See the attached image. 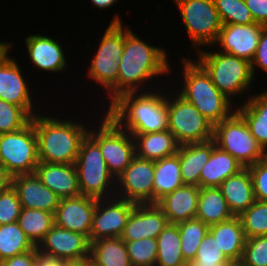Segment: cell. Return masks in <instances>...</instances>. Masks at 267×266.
<instances>
[{
  "label": "cell",
  "instance_id": "obj_39",
  "mask_svg": "<svg viewBox=\"0 0 267 266\" xmlns=\"http://www.w3.org/2000/svg\"><path fill=\"white\" fill-rule=\"evenodd\" d=\"M124 242L132 266H155L157 260L156 238H143Z\"/></svg>",
  "mask_w": 267,
  "mask_h": 266
},
{
  "label": "cell",
  "instance_id": "obj_50",
  "mask_svg": "<svg viewBox=\"0 0 267 266\" xmlns=\"http://www.w3.org/2000/svg\"><path fill=\"white\" fill-rule=\"evenodd\" d=\"M63 266H93L90 257L81 260L63 261Z\"/></svg>",
  "mask_w": 267,
  "mask_h": 266
},
{
  "label": "cell",
  "instance_id": "obj_48",
  "mask_svg": "<svg viewBox=\"0 0 267 266\" xmlns=\"http://www.w3.org/2000/svg\"><path fill=\"white\" fill-rule=\"evenodd\" d=\"M36 266H63V261L38 253Z\"/></svg>",
  "mask_w": 267,
  "mask_h": 266
},
{
  "label": "cell",
  "instance_id": "obj_26",
  "mask_svg": "<svg viewBox=\"0 0 267 266\" xmlns=\"http://www.w3.org/2000/svg\"><path fill=\"white\" fill-rule=\"evenodd\" d=\"M230 261H240L246 236L239 216L209 226L208 231Z\"/></svg>",
  "mask_w": 267,
  "mask_h": 266
},
{
  "label": "cell",
  "instance_id": "obj_19",
  "mask_svg": "<svg viewBox=\"0 0 267 266\" xmlns=\"http://www.w3.org/2000/svg\"><path fill=\"white\" fill-rule=\"evenodd\" d=\"M29 89L18 63L7 55L0 61V99L22 107L33 117L36 112Z\"/></svg>",
  "mask_w": 267,
  "mask_h": 266
},
{
  "label": "cell",
  "instance_id": "obj_54",
  "mask_svg": "<svg viewBox=\"0 0 267 266\" xmlns=\"http://www.w3.org/2000/svg\"><path fill=\"white\" fill-rule=\"evenodd\" d=\"M0 266H4L3 260H0Z\"/></svg>",
  "mask_w": 267,
  "mask_h": 266
},
{
  "label": "cell",
  "instance_id": "obj_31",
  "mask_svg": "<svg viewBox=\"0 0 267 266\" xmlns=\"http://www.w3.org/2000/svg\"><path fill=\"white\" fill-rule=\"evenodd\" d=\"M233 217L218 187L200 188L196 219L211 226Z\"/></svg>",
  "mask_w": 267,
  "mask_h": 266
},
{
  "label": "cell",
  "instance_id": "obj_45",
  "mask_svg": "<svg viewBox=\"0 0 267 266\" xmlns=\"http://www.w3.org/2000/svg\"><path fill=\"white\" fill-rule=\"evenodd\" d=\"M252 72L255 75V69L261 68L267 74V26H264L259 38L254 58L251 61Z\"/></svg>",
  "mask_w": 267,
  "mask_h": 266
},
{
  "label": "cell",
  "instance_id": "obj_21",
  "mask_svg": "<svg viewBox=\"0 0 267 266\" xmlns=\"http://www.w3.org/2000/svg\"><path fill=\"white\" fill-rule=\"evenodd\" d=\"M34 173L60 199L81 195L75 164L39 162Z\"/></svg>",
  "mask_w": 267,
  "mask_h": 266
},
{
  "label": "cell",
  "instance_id": "obj_51",
  "mask_svg": "<svg viewBox=\"0 0 267 266\" xmlns=\"http://www.w3.org/2000/svg\"><path fill=\"white\" fill-rule=\"evenodd\" d=\"M118 0H91L93 6L98 7L100 9L112 7Z\"/></svg>",
  "mask_w": 267,
  "mask_h": 266
},
{
  "label": "cell",
  "instance_id": "obj_29",
  "mask_svg": "<svg viewBox=\"0 0 267 266\" xmlns=\"http://www.w3.org/2000/svg\"><path fill=\"white\" fill-rule=\"evenodd\" d=\"M235 111L245 120L250 133L262 149L267 151V90L248 96Z\"/></svg>",
  "mask_w": 267,
  "mask_h": 266
},
{
  "label": "cell",
  "instance_id": "obj_25",
  "mask_svg": "<svg viewBox=\"0 0 267 266\" xmlns=\"http://www.w3.org/2000/svg\"><path fill=\"white\" fill-rule=\"evenodd\" d=\"M215 146L216 143L213 139L202 143L180 145L177 154L179 155L180 171L184 185L199 187L202 168L209 161Z\"/></svg>",
  "mask_w": 267,
  "mask_h": 266
},
{
  "label": "cell",
  "instance_id": "obj_4",
  "mask_svg": "<svg viewBox=\"0 0 267 266\" xmlns=\"http://www.w3.org/2000/svg\"><path fill=\"white\" fill-rule=\"evenodd\" d=\"M182 59L185 81L179 95L193 104L213 126L229 118L235 112L232 110L233 101L216 88L210 76L196 61Z\"/></svg>",
  "mask_w": 267,
  "mask_h": 266
},
{
  "label": "cell",
  "instance_id": "obj_9",
  "mask_svg": "<svg viewBox=\"0 0 267 266\" xmlns=\"http://www.w3.org/2000/svg\"><path fill=\"white\" fill-rule=\"evenodd\" d=\"M38 163L37 137L32 120L18 131L0 134V165L11 178L34 173Z\"/></svg>",
  "mask_w": 267,
  "mask_h": 266
},
{
  "label": "cell",
  "instance_id": "obj_12",
  "mask_svg": "<svg viewBox=\"0 0 267 266\" xmlns=\"http://www.w3.org/2000/svg\"><path fill=\"white\" fill-rule=\"evenodd\" d=\"M193 47L215 44L223 26L213 0H173Z\"/></svg>",
  "mask_w": 267,
  "mask_h": 266
},
{
  "label": "cell",
  "instance_id": "obj_34",
  "mask_svg": "<svg viewBox=\"0 0 267 266\" xmlns=\"http://www.w3.org/2000/svg\"><path fill=\"white\" fill-rule=\"evenodd\" d=\"M17 223L32 244L38 247L55 224L54 214L38 209L22 208Z\"/></svg>",
  "mask_w": 267,
  "mask_h": 266
},
{
  "label": "cell",
  "instance_id": "obj_38",
  "mask_svg": "<svg viewBox=\"0 0 267 266\" xmlns=\"http://www.w3.org/2000/svg\"><path fill=\"white\" fill-rule=\"evenodd\" d=\"M223 25L255 23L245 0H213Z\"/></svg>",
  "mask_w": 267,
  "mask_h": 266
},
{
  "label": "cell",
  "instance_id": "obj_1",
  "mask_svg": "<svg viewBox=\"0 0 267 266\" xmlns=\"http://www.w3.org/2000/svg\"><path fill=\"white\" fill-rule=\"evenodd\" d=\"M167 54L163 48L150 46L124 28V46L119 60L117 98L125 93H139V85L154 76L170 72ZM139 87V88H138Z\"/></svg>",
  "mask_w": 267,
  "mask_h": 266
},
{
  "label": "cell",
  "instance_id": "obj_5",
  "mask_svg": "<svg viewBox=\"0 0 267 266\" xmlns=\"http://www.w3.org/2000/svg\"><path fill=\"white\" fill-rule=\"evenodd\" d=\"M199 50V51H198ZM197 63L210 76L216 88L228 99L248 90L254 75L251 62L246 59L216 51L211 53L197 47Z\"/></svg>",
  "mask_w": 267,
  "mask_h": 266
},
{
  "label": "cell",
  "instance_id": "obj_53",
  "mask_svg": "<svg viewBox=\"0 0 267 266\" xmlns=\"http://www.w3.org/2000/svg\"><path fill=\"white\" fill-rule=\"evenodd\" d=\"M226 266H247L244 264L241 260L240 261H231L229 264Z\"/></svg>",
  "mask_w": 267,
  "mask_h": 266
},
{
  "label": "cell",
  "instance_id": "obj_28",
  "mask_svg": "<svg viewBox=\"0 0 267 266\" xmlns=\"http://www.w3.org/2000/svg\"><path fill=\"white\" fill-rule=\"evenodd\" d=\"M132 136L135 140L136 156L145 160L157 161L175 155L180 147L169 130Z\"/></svg>",
  "mask_w": 267,
  "mask_h": 266
},
{
  "label": "cell",
  "instance_id": "obj_27",
  "mask_svg": "<svg viewBox=\"0 0 267 266\" xmlns=\"http://www.w3.org/2000/svg\"><path fill=\"white\" fill-rule=\"evenodd\" d=\"M243 168L244 166L228 152L215 146L209 161L202 168L199 187H219L228 177L235 175Z\"/></svg>",
  "mask_w": 267,
  "mask_h": 266
},
{
  "label": "cell",
  "instance_id": "obj_33",
  "mask_svg": "<svg viewBox=\"0 0 267 266\" xmlns=\"http://www.w3.org/2000/svg\"><path fill=\"white\" fill-rule=\"evenodd\" d=\"M178 225L168 223L157 236V260L155 266H188L180 246Z\"/></svg>",
  "mask_w": 267,
  "mask_h": 266
},
{
  "label": "cell",
  "instance_id": "obj_3",
  "mask_svg": "<svg viewBox=\"0 0 267 266\" xmlns=\"http://www.w3.org/2000/svg\"><path fill=\"white\" fill-rule=\"evenodd\" d=\"M31 120L36 131L39 162L74 164L88 128L78 121L38 114Z\"/></svg>",
  "mask_w": 267,
  "mask_h": 266
},
{
  "label": "cell",
  "instance_id": "obj_6",
  "mask_svg": "<svg viewBox=\"0 0 267 266\" xmlns=\"http://www.w3.org/2000/svg\"><path fill=\"white\" fill-rule=\"evenodd\" d=\"M119 15L113 17L92 59L88 76L101 84L110 96V104L117 99L119 60L124 46V27Z\"/></svg>",
  "mask_w": 267,
  "mask_h": 266
},
{
  "label": "cell",
  "instance_id": "obj_15",
  "mask_svg": "<svg viewBox=\"0 0 267 266\" xmlns=\"http://www.w3.org/2000/svg\"><path fill=\"white\" fill-rule=\"evenodd\" d=\"M37 248L40 254L62 261L81 260L90 256V240L87 236L56 224Z\"/></svg>",
  "mask_w": 267,
  "mask_h": 266
},
{
  "label": "cell",
  "instance_id": "obj_16",
  "mask_svg": "<svg viewBox=\"0 0 267 266\" xmlns=\"http://www.w3.org/2000/svg\"><path fill=\"white\" fill-rule=\"evenodd\" d=\"M264 25L260 23L223 25L215 44L221 52L252 61Z\"/></svg>",
  "mask_w": 267,
  "mask_h": 266
},
{
  "label": "cell",
  "instance_id": "obj_13",
  "mask_svg": "<svg viewBox=\"0 0 267 266\" xmlns=\"http://www.w3.org/2000/svg\"><path fill=\"white\" fill-rule=\"evenodd\" d=\"M135 205L134 202L116 196L112 199L97 200L92 218L90 243L101 238L121 237Z\"/></svg>",
  "mask_w": 267,
  "mask_h": 266
},
{
  "label": "cell",
  "instance_id": "obj_47",
  "mask_svg": "<svg viewBox=\"0 0 267 266\" xmlns=\"http://www.w3.org/2000/svg\"><path fill=\"white\" fill-rule=\"evenodd\" d=\"M39 250L35 247L31 251L4 260V266H36Z\"/></svg>",
  "mask_w": 267,
  "mask_h": 266
},
{
  "label": "cell",
  "instance_id": "obj_35",
  "mask_svg": "<svg viewBox=\"0 0 267 266\" xmlns=\"http://www.w3.org/2000/svg\"><path fill=\"white\" fill-rule=\"evenodd\" d=\"M34 248L17 222L0 225V260L4 261Z\"/></svg>",
  "mask_w": 267,
  "mask_h": 266
},
{
  "label": "cell",
  "instance_id": "obj_43",
  "mask_svg": "<svg viewBox=\"0 0 267 266\" xmlns=\"http://www.w3.org/2000/svg\"><path fill=\"white\" fill-rule=\"evenodd\" d=\"M21 209L18 194L10 184L0 192V225L17 222Z\"/></svg>",
  "mask_w": 267,
  "mask_h": 266
},
{
  "label": "cell",
  "instance_id": "obj_49",
  "mask_svg": "<svg viewBox=\"0 0 267 266\" xmlns=\"http://www.w3.org/2000/svg\"><path fill=\"white\" fill-rule=\"evenodd\" d=\"M11 184V177L6 173L5 169L0 165V192Z\"/></svg>",
  "mask_w": 267,
  "mask_h": 266
},
{
  "label": "cell",
  "instance_id": "obj_42",
  "mask_svg": "<svg viewBox=\"0 0 267 266\" xmlns=\"http://www.w3.org/2000/svg\"><path fill=\"white\" fill-rule=\"evenodd\" d=\"M241 261L247 266H267V235L246 239Z\"/></svg>",
  "mask_w": 267,
  "mask_h": 266
},
{
  "label": "cell",
  "instance_id": "obj_40",
  "mask_svg": "<svg viewBox=\"0 0 267 266\" xmlns=\"http://www.w3.org/2000/svg\"><path fill=\"white\" fill-rule=\"evenodd\" d=\"M230 262L220 249L217 241L208 232L198 247L195 259L188 266L227 265Z\"/></svg>",
  "mask_w": 267,
  "mask_h": 266
},
{
  "label": "cell",
  "instance_id": "obj_32",
  "mask_svg": "<svg viewBox=\"0 0 267 266\" xmlns=\"http://www.w3.org/2000/svg\"><path fill=\"white\" fill-rule=\"evenodd\" d=\"M89 257L93 266H132L121 237L101 238L91 242Z\"/></svg>",
  "mask_w": 267,
  "mask_h": 266
},
{
  "label": "cell",
  "instance_id": "obj_44",
  "mask_svg": "<svg viewBox=\"0 0 267 266\" xmlns=\"http://www.w3.org/2000/svg\"><path fill=\"white\" fill-rule=\"evenodd\" d=\"M255 198L258 201H267V158L248 166Z\"/></svg>",
  "mask_w": 267,
  "mask_h": 266
},
{
  "label": "cell",
  "instance_id": "obj_7",
  "mask_svg": "<svg viewBox=\"0 0 267 266\" xmlns=\"http://www.w3.org/2000/svg\"><path fill=\"white\" fill-rule=\"evenodd\" d=\"M74 164L78 174L81 195L97 200L116 196L113 193L116 189L115 186H118L115 185L116 182L114 181L116 180L109 173L99 145L88 134L81 143L80 151ZM109 186L111 188L114 187V190L110 191L111 193L108 190L111 189Z\"/></svg>",
  "mask_w": 267,
  "mask_h": 266
},
{
  "label": "cell",
  "instance_id": "obj_8",
  "mask_svg": "<svg viewBox=\"0 0 267 266\" xmlns=\"http://www.w3.org/2000/svg\"><path fill=\"white\" fill-rule=\"evenodd\" d=\"M213 140L244 167L265 158V151L250 133L245 120L235 111L229 118L214 126Z\"/></svg>",
  "mask_w": 267,
  "mask_h": 266
},
{
  "label": "cell",
  "instance_id": "obj_17",
  "mask_svg": "<svg viewBox=\"0 0 267 266\" xmlns=\"http://www.w3.org/2000/svg\"><path fill=\"white\" fill-rule=\"evenodd\" d=\"M97 199L80 195L62 198L54 214L55 224L66 230L81 233L90 240L93 213Z\"/></svg>",
  "mask_w": 267,
  "mask_h": 266
},
{
  "label": "cell",
  "instance_id": "obj_18",
  "mask_svg": "<svg viewBox=\"0 0 267 266\" xmlns=\"http://www.w3.org/2000/svg\"><path fill=\"white\" fill-rule=\"evenodd\" d=\"M168 223L166 215L156 203L136 204L121 238L123 241L157 239Z\"/></svg>",
  "mask_w": 267,
  "mask_h": 266
},
{
  "label": "cell",
  "instance_id": "obj_2",
  "mask_svg": "<svg viewBox=\"0 0 267 266\" xmlns=\"http://www.w3.org/2000/svg\"><path fill=\"white\" fill-rule=\"evenodd\" d=\"M153 92L120 95L106 114L131 135L168 130L167 96Z\"/></svg>",
  "mask_w": 267,
  "mask_h": 266
},
{
  "label": "cell",
  "instance_id": "obj_24",
  "mask_svg": "<svg viewBox=\"0 0 267 266\" xmlns=\"http://www.w3.org/2000/svg\"><path fill=\"white\" fill-rule=\"evenodd\" d=\"M218 188L233 216H240L256 201L248 167L228 177Z\"/></svg>",
  "mask_w": 267,
  "mask_h": 266
},
{
  "label": "cell",
  "instance_id": "obj_36",
  "mask_svg": "<svg viewBox=\"0 0 267 266\" xmlns=\"http://www.w3.org/2000/svg\"><path fill=\"white\" fill-rule=\"evenodd\" d=\"M177 225L180 232L182 255L189 264L195 259L198 247L209 231V226L196 218L177 223Z\"/></svg>",
  "mask_w": 267,
  "mask_h": 266
},
{
  "label": "cell",
  "instance_id": "obj_10",
  "mask_svg": "<svg viewBox=\"0 0 267 266\" xmlns=\"http://www.w3.org/2000/svg\"><path fill=\"white\" fill-rule=\"evenodd\" d=\"M103 118L99 130L90 129L88 135L99 145L109 173L116 179L136 157L135 140L107 114Z\"/></svg>",
  "mask_w": 267,
  "mask_h": 266
},
{
  "label": "cell",
  "instance_id": "obj_11",
  "mask_svg": "<svg viewBox=\"0 0 267 266\" xmlns=\"http://www.w3.org/2000/svg\"><path fill=\"white\" fill-rule=\"evenodd\" d=\"M167 97L168 130L180 145L213 139L214 126L179 94Z\"/></svg>",
  "mask_w": 267,
  "mask_h": 266
},
{
  "label": "cell",
  "instance_id": "obj_23",
  "mask_svg": "<svg viewBox=\"0 0 267 266\" xmlns=\"http://www.w3.org/2000/svg\"><path fill=\"white\" fill-rule=\"evenodd\" d=\"M200 187L183 185L165 195L156 204L163 210L169 223H180L196 218Z\"/></svg>",
  "mask_w": 267,
  "mask_h": 266
},
{
  "label": "cell",
  "instance_id": "obj_30",
  "mask_svg": "<svg viewBox=\"0 0 267 266\" xmlns=\"http://www.w3.org/2000/svg\"><path fill=\"white\" fill-rule=\"evenodd\" d=\"M180 169L178 154L154 161L153 203L184 185Z\"/></svg>",
  "mask_w": 267,
  "mask_h": 266
},
{
  "label": "cell",
  "instance_id": "obj_22",
  "mask_svg": "<svg viewBox=\"0 0 267 266\" xmlns=\"http://www.w3.org/2000/svg\"><path fill=\"white\" fill-rule=\"evenodd\" d=\"M28 56L35 67L48 72H62L67 61L61 44L51 37L30 35L25 39Z\"/></svg>",
  "mask_w": 267,
  "mask_h": 266
},
{
  "label": "cell",
  "instance_id": "obj_37",
  "mask_svg": "<svg viewBox=\"0 0 267 266\" xmlns=\"http://www.w3.org/2000/svg\"><path fill=\"white\" fill-rule=\"evenodd\" d=\"M239 218L247 239L267 235V201L256 200Z\"/></svg>",
  "mask_w": 267,
  "mask_h": 266
},
{
  "label": "cell",
  "instance_id": "obj_41",
  "mask_svg": "<svg viewBox=\"0 0 267 266\" xmlns=\"http://www.w3.org/2000/svg\"><path fill=\"white\" fill-rule=\"evenodd\" d=\"M31 118L22 107L0 99V134L22 129L31 121Z\"/></svg>",
  "mask_w": 267,
  "mask_h": 266
},
{
  "label": "cell",
  "instance_id": "obj_20",
  "mask_svg": "<svg viewBox=\"0 0 267 266\" xmlns=\"http://www.w3.org/2000/svg\"><path fill=\"white\" fill-rule=\"evenodd\" d=\"M22 208L38 209L55 214L60 198L45 186L35 173L19 174L11 178Z\"/></svg>",
  "mask_w": 267,
  "mask_h": 266
},
{
  "label": "cell",
  "instance_id": "obj_52",
  "mask_svg": "<svg viewBox=\"0 0 267 266\" xmlns=\"http://www.w3.org/2000/svg\"><path fill=\"white\" fill-rule=\"evenodd\" d=\"M12 47L10 42H0V61L9 54V50Z\"/></svg>",
  "mask_w": 267,
  "mask_h": 266
},
{
  "label": "cell",
  "instance_id": "obj_46",
  "mask_svg": "<svg viewBox=\"0 0 267 266\" xmlns=\"http://www.w3.org/2000/svg\"><path fill=\"white\" fill-rule=\"evenodd\" d=\"M256 23L267 26V0H245Z\"/></svg>",
  "mask_w": 267,
  "mask_h": 266
},
{
  "label": "cell",
  "instance_id": "obj_14",
  "mask_svg": "<svg viewBox=\"0 0 267 266\" xmlns=\"http://www.w3.org/2000/svg\"><path fill=\"white\" fill-rule=\"evenodd\" d=\"M153 180L154 161L136 156L115 181L120 185L116 186V197L136 204L153 203Z\"/></svg>",
  "mask_w": 267,
  "mask_h": 266
}]
</instances>
